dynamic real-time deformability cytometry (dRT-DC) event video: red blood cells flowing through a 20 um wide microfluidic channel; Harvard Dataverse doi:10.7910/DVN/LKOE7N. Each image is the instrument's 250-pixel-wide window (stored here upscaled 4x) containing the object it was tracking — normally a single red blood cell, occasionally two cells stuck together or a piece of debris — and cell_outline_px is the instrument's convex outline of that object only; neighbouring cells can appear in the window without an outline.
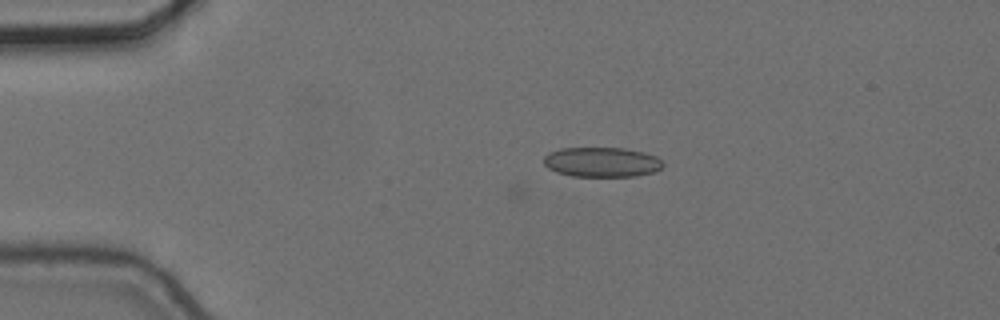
{"species": "common noctule bat (a hibernating species)", "species_latin": "Nyctalus noctula", "temperature_condition": "cold", "stored_images_in_passage": 4, "camera_frame_rate_fps": 3000, "um_per_image_px": 0.085, "animal": {"sex": "female", "body_mass_g": 24.6, "forearm_length_mm": 56.2}, "frame": {"image": 1, "passage_image": 3, "time_ms": 0.667, "image_size_px": [1000, 320], "cell_outline_px": [[664, 164], [656, 172], [636, 176], [572, 176], [556, 172], [548, 168], [544, 164], [544, 156], [548, 152], [560, 148], [624, 148], [644, 152], [656, 156]], "centroid_in_image_um": [51.14, 13.78], "position_along_channel_um": 33.9, "area_um2": 20.81}}